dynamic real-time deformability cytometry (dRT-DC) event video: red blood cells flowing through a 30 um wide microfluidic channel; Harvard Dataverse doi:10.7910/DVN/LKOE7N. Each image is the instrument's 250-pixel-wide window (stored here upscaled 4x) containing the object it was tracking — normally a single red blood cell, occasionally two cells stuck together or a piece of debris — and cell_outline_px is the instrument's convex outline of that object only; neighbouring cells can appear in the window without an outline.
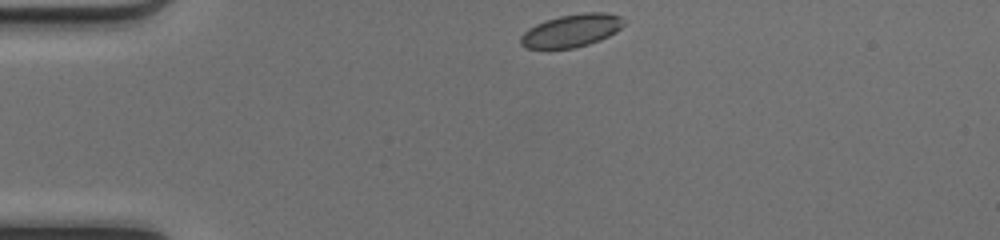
{"species": "common noctule bat (a hibernating species)", "species_latin": "Nyctalus noctula", "temperature_condition": "cold", "stored_images_in_passage": 40, "camera_frame_rate_fps": 3000, "um_per_image_px": 0.085, "animal": {"sex": "female", "body_mass_g": 17.0, "forearm_length_mm": 48.0}, "frame": {"image": 1, "passage_image": 1, "time_ms": 0.0, "image_size_px": [1000, 240], "cell_outline_px": [[624, 24], [616, 32], [600, 40], [588, 44], [572, 48], [524, 48], [520, 44], [520, 36], [528, 28], [536, 24], [560, 16], [584, 12], [608, 12], [620, 16]], "centroid_in_image_um": [48.57, 2.6], "position_along_channel_um": 36.4, "area_um2": 19.59}}
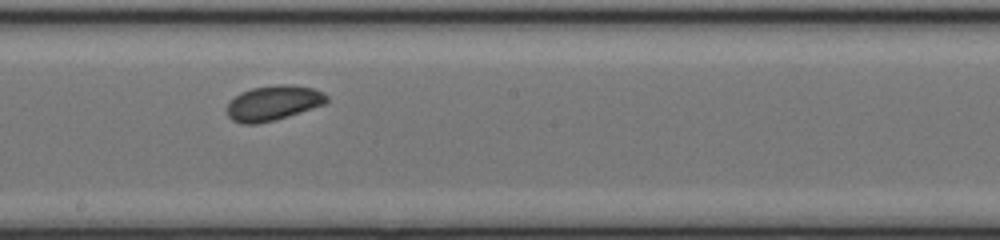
{"frame": {"image": 2, "passage_image": 18, "time_ms": 5.667, "image_size_px": [1000, 240], "cell_outline_px": [[328, 100], [324, 104], [288, 116], [256, 124], [244, 124], [232, 120], [228, 116], [228, 104], [240, 92], [252, 88], [276, 84], [288, 84], [312, 88], [324, 92], [328, 96]], "centroid_in_image_um": [23.24, 8.74], "position_along_channel_um": 225.0, "area_um2": 20.11}}
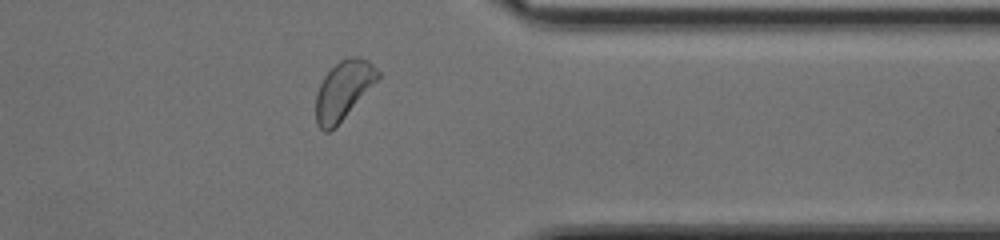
{"frame": {"image": 3, "passage_image": 30, "time_ms": 9.667, "image_size_px": [1000, 240], "cell_outline_px": [[380, 76], [344, 116], [328, 132], [324, 132], [316, 124], [316, 92], [324, 76], [340, 60], [348, 56], [356, 56], [368, 60], [380, 72]], "centroid_in_image_um": [29.16, 7.62], "position_along_channel_um": 382.2, "area_um2": 20.46}, "authors_computed_cell_mechanics": {"area_um2": 20.2878, "velocity_mm_per_s": 4.1423, "shape_relaxation_time_tau1_ms": 0.8165, "shape_relaxation_time_tau2_ms": 4.7766, "deformation_change_tau1": 0.0546, "deformation_change_tau2": 0.0506}}